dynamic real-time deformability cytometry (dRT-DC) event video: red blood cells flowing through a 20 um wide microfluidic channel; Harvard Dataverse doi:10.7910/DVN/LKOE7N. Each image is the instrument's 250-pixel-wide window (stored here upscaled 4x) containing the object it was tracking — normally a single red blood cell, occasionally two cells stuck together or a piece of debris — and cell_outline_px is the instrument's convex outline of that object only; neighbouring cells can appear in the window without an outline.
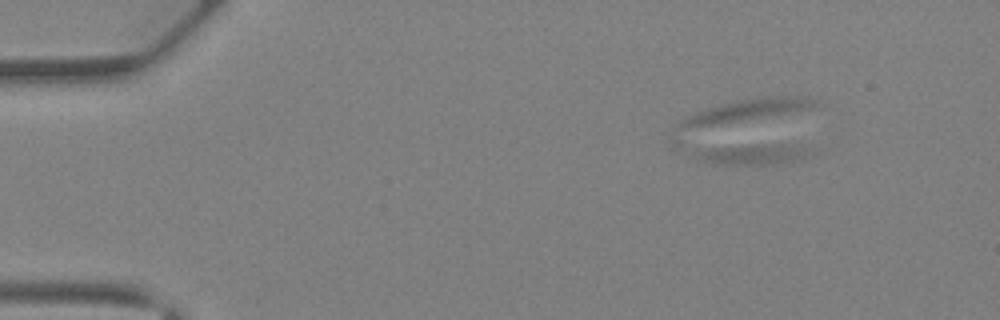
{"species": "Egyptian fruit bat (a non-hibernating species)", "species_latin": "Rousettus aegyptiacus", "temperature_condition": "warm", "stored_images_in_passage": 48, "camera_frame_rate_fps": 3000, "um_per_image_px": 0.085, "animal": {"sex": "female"}, "frame": {"image": 1, "passage_image": 6, "time_ms": 1.667, "image_size_px": [1000, 320], "cell_outline_px": [[812, 152], [796, 160], [776, 164], [712, 164], [700, 160], [696, 156], [708, 148], [756, 144], [788, 144], [808, 148]], "centroid_in_image_um": [64.06, 13.11], "position_along_channel_um": 20.9, "area_um2": 13.35}}